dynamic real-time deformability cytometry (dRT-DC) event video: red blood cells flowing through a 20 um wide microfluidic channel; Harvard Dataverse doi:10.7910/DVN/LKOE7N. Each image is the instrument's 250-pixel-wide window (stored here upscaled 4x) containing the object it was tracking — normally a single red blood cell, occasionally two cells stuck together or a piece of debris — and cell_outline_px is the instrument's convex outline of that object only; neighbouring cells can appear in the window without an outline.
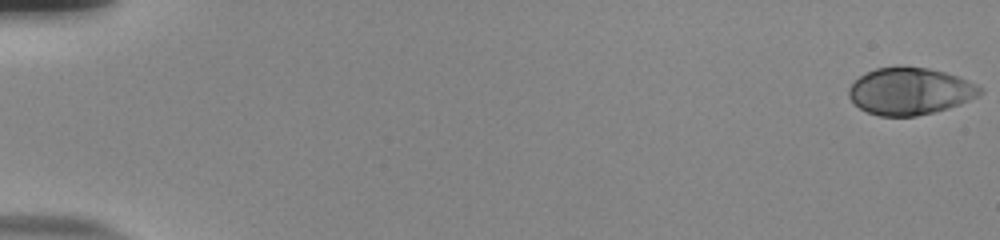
{"species": "human", "species_latin": "Homo sapiens", "temperature_condition": "room temperature", "stored_images_in_passage": 54, "camera_frame_rate_fps": 3000, "um_per_image_px": 0.085, "donor": {"sex": "male"}, "frame": {"image": 1, "passage_image": 1, "time_ms": 0.0, "image_size_px": [1000, 240], "cell_outline_px": [[984, 92], [960, 104], [948, 108], [916, 116], [880, 116], [868, 112], [860, 108], [848, 96], [848, 88], [860, 76], [876, 68], [900, 64], [928, 68], [944, 72], [968, 80], [984, 88]], "centroid_in_image_um": [77.35, 7.72], "position_along_channel_um": 7.7, "area_um2": 36.13}}
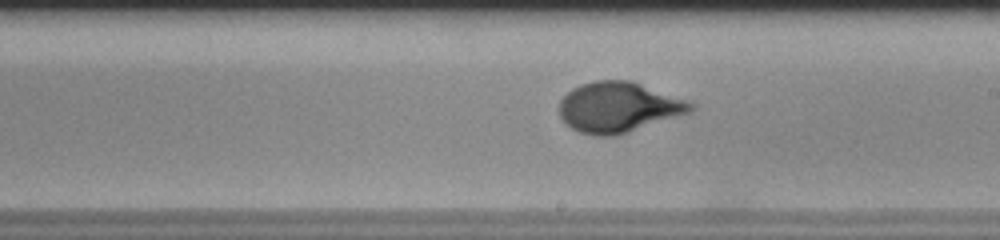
{"frame": {"image": 2, "passage_image": 33, "time_ms": 10.667, "image_size_px": [1000, 240], "cell_outline_px": [[696, 108], [692, 112], [616, 136], [596, 136], [580, 132], [572, 128], [560, 116], [560, 100], [572, 88], [580, 84], [596, 80], [632, 80], [688, 100], [696, 104]], "centroid_in_image_um": [52.63, 9.1], "position_along_channel_um": 236.4, "area_um2": 38.78}}
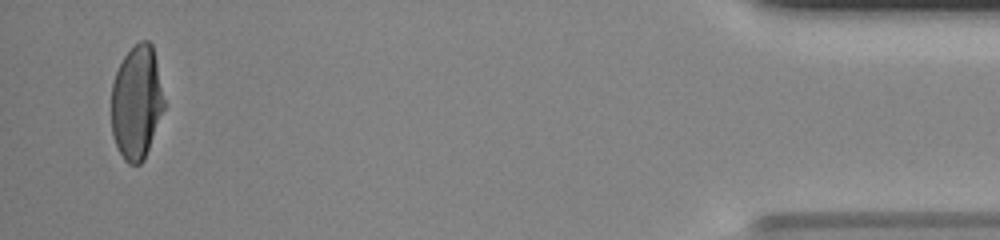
{"frame": {"image": 3, "passage_image": 53, "time_ms": 17.333, "image_size_px": [1000, 240], "cell_outline_px": [[164, 108], [144, 160], [140, 164], [128, 164], [124, 160], [112, 136], [112, 84], [116, 72], [124, 56], [140, 40], [148, 40], [152, 44], [156, 60], [164, 100]], "centroid_in_image_um": [11.61, 8.71], "position_along_channel_um": 423.6, "area_um2": 34.62}, "authors_computed_cell_mechanics": {"area_um2": 36.6163, "velocity_mm_per_s": 3.8696, "shape_relaxation_time_tau1_ms": 4.8487, "shape_relaxation_time_tau2_ms": null, "deformation_change_tau1": 0.2275, "deformation_change_tau2": null}}